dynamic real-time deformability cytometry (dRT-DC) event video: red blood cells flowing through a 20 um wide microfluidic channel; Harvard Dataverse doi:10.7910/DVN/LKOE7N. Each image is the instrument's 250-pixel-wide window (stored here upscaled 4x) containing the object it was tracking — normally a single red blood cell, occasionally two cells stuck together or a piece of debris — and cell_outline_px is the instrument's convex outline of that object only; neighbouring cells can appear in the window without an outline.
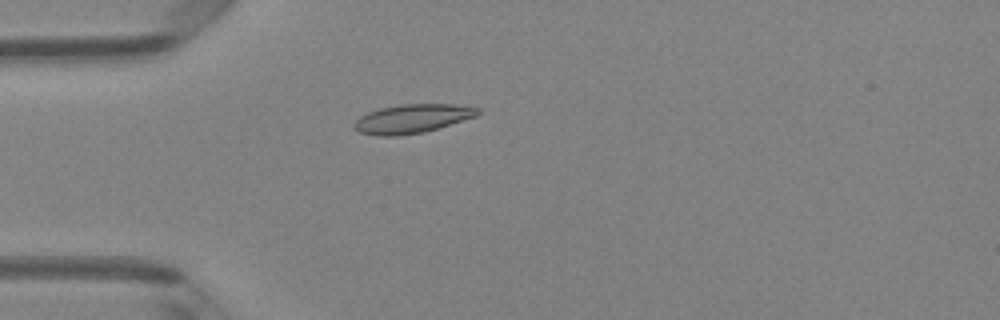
{"species": "Egyptian fruit bat (a non-hibernating species)", "species_latin": "Rousettus aegyptiacus", "temperature_condition": "room temperature", "stored_images_in_passage": 5, "camera_frame_rate_fps": 3000, "um_per_image_px": 0.085, "animal": {"sex": "female"}, "frame": {"image": 1, "passage_image": 4, "time_ms": 1.0, "image_size_px": [1000, 320], "cell_outline_px": [[480, 112], [476, 116], [424, 132], [396, 136], [376, 136], [360, 132], [352, 128], [352, 124], [360, 116], [368, 112], [380, 108], [400, 104], [452, 104], [480, 108]], "centroid_in_image_um": [34.99, 10.09], "position_along_channel_um": 50.0, "area_um2": 20.75}}